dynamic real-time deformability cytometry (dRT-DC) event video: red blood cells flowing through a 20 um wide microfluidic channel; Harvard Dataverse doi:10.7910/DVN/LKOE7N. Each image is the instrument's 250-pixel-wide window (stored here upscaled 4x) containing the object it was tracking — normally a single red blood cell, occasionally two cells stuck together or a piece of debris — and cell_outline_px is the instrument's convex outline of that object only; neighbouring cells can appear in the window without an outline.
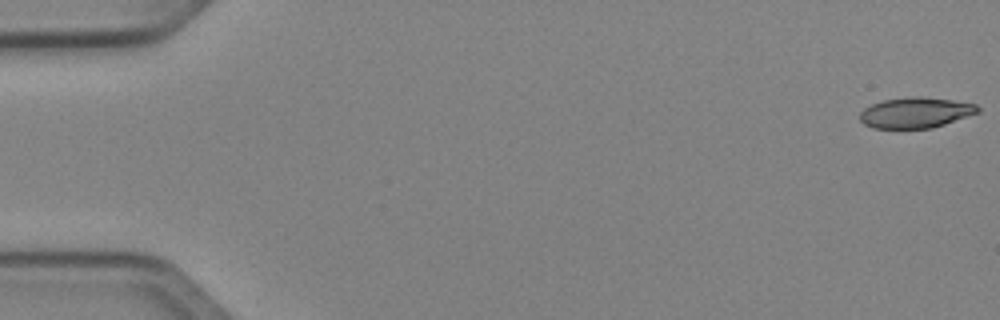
{"species": "Egyptian fruit bat (a non-hibernating species)", "species_latin": "Rousettus aegyptiacus", "temperature_condition": "cold", "stored_images_in_passage": 51, "camera_frame_rate_fps": 3000, "um_per_image_px": 0.085, "animal": {"sex": "female"}, "frame": {"image": 1, "passage_image": 1, "time_ms": 0.0, "image_size_px": [1000, 320], "cell_outline_px": [[980, 112], [932, 128], [872, 128], [864, 124], [860, 120], [860, 112], [864, 108], [872, 104], [884, 100], [912, 96], [916, 96], [952, 100], [976, 104], [980, 108]], "centroid_in_image_um": [77.82, 9.57], "position_along_channel_um": 7.2, "area_um2": 20.92}}
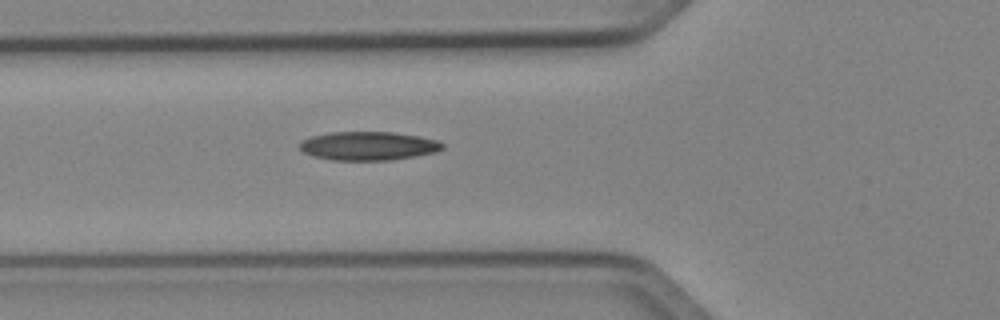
{"frame": {"image": 2, "passage_image": 19, "time_ms": 6.0, "image_size_px": [1000, 320], "cell_outline_px": [[444, 148], [436, 152], [392, 160], [332, 160], [312, 156], [304, 152], [300, 148], [300, 140], [312, 136], [332, 132], [392, 132], [416, 136], [436, 140], [444, 144]], "centroid_in_image_um": [31.28, 12.41], "position_along_channel_um": 94.5, "area_um2": 23.76}}
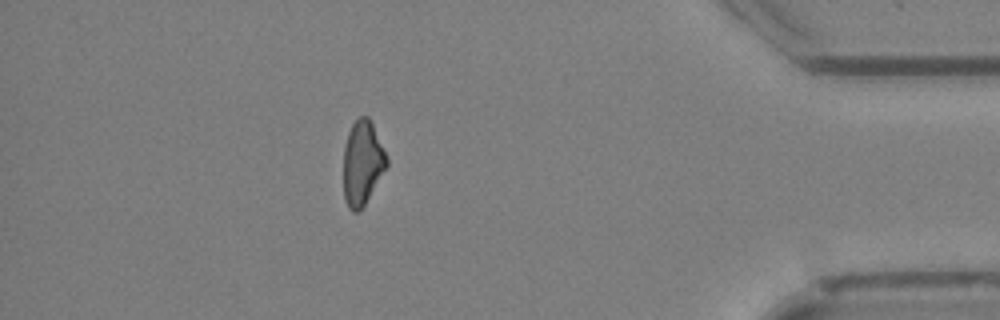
{"frame": {"image": 3, "passage_image": 45, "time_ms": 14.667, "image_size_px": [1000, 320], "cell_outline_px": [[388, 164], [364, 204], [356, 212], [352, 212], [348, 208], [344, 200], [344, 148], [348, 132], [352, 124], [360, 116], [368, 116], [388, 156]], "centroid_in_image_um": [30.8, 13.83], "position_along_channel_um": 404.4, "area_um2": 20.98}, "authors_computed_cell_mechanics": {"area_um2": 22.4842, "velocity_mm_per_s": 4.0681, "shape_relaxation_time_tau1_ms": 6.8834, "shape_relaxation_time_tau2_ms": 6.6732, "deformation_change_tau1": 0.1554, "deformation_change_tau2": 0.1567}}